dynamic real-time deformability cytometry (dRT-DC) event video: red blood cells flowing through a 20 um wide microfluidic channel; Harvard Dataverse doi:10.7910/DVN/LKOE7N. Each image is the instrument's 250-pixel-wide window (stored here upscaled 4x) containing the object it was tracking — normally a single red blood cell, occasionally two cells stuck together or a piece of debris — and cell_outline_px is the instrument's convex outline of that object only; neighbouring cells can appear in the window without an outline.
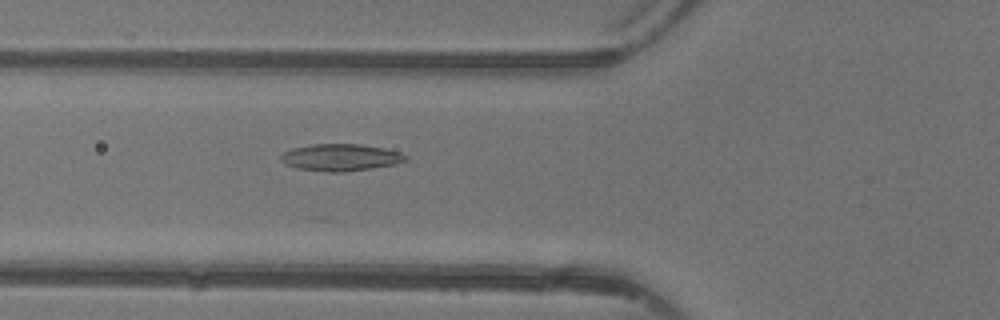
{"species": "common noctule bat (a hibernating species)", "species_latin": "Nyctalus noctula", "temperature_condition": "warm", "stored_images_in_passage": 37, "camera_frame_rate_fps": 3000, "um_per_image_px": 0.085, "animal": {"sex": "female"}, "frame": {"image": 1, "passage_image": 18, "time_ms": 5.667, "image_size_px": [1000, 320], "cell_outline_px": [[408, 160], [396, 164], [344, 172], [328, 172], [296, 168], [284, 164], [280, 160], [280, 156], [284, 152], [292, 148], [312, 144], [360, 144], [384, 148], [400, 152], [408, 156]], "centroid_in_image_um": [28.95, 13.38], "position_along_channel_um": 96.9, "area_um2": 19.71}}
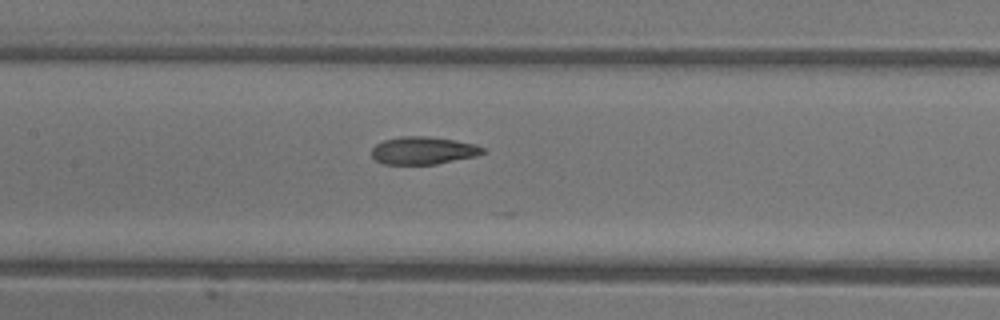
{"frame": {"image": 2, "passage_image": 23, "time_ms": 7.333, "image_size_px": [1000, 320], "cell_outline_px": [[484, 152], [476, 156], [436, 164], [384, 164], [376, 160], [372, 156], [372, 148], [376, 144], [384, 140], [400, 136], [428, 136], [476, 144], [484, 148]], "centroid_in_image_um": [35.96, 12.79], "position_along_channel_um": 171.4, "area_um2": 17.8}}
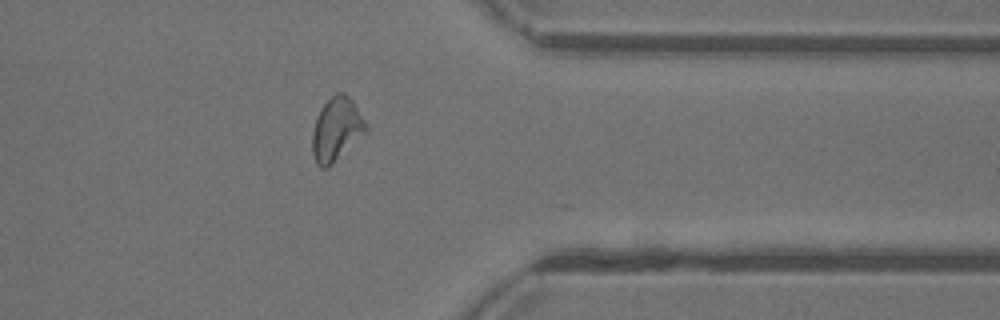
{"frame": {"image": 3, "passage_image": 35, "time_ms": 1679.0, "image_size_px": [1000, 320], "cell_outline_px": [[368, 128], [328, 168], [320, 168], [316, 164], [312, 152], [312, 132], [316, 116], [320, 108], [336, 92], [344, 92], [352, 100], [368, 124]], "centroid_in_image_um": [28.57, 10.97], "position_along_channel_um": 382.8, "area_um2": 19.65}}